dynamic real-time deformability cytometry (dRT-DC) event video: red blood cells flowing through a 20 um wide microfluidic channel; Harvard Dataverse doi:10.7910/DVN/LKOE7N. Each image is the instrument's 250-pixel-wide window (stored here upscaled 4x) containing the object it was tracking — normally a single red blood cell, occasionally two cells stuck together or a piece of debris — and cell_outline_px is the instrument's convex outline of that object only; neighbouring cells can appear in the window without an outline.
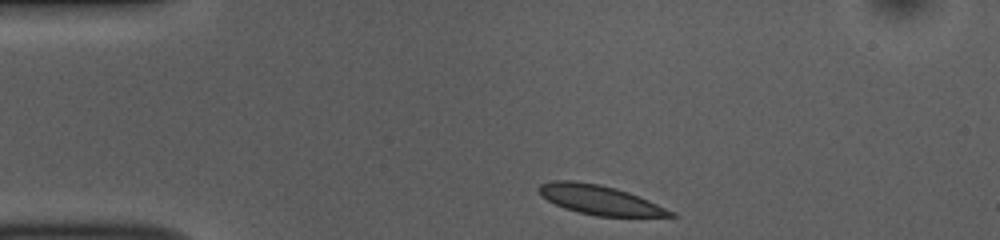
{"species": "common noctule bat (a hibernating species)", "species_latin": "Nyctalus noctula", "temperature_condition": "room temperature", "stored_images_in_passage": 37, "camera_frame_rate_fps": 3000, "um_per_image_px": 0.085, "animal": {"sex": "female", "body_mass_g": 10.0, "forearm_length_mm": 53.1}, "frame": {"image": 1, "passage_image": 1, "time_ms": 0.0, "image_size_px": [1000, 240], "cell_outline_px": [[676, 216], [596, 216], [564, 208], [540, 196], [536, 188], [540, 184], [552, 180], [572, 180], [600, 184], [616, 188], [640, 196], [676, 212]], "centroid_in_image_um": [50.96, 16.97], "position_along_channel_um": 34.0, "area_um2": 22.6}}
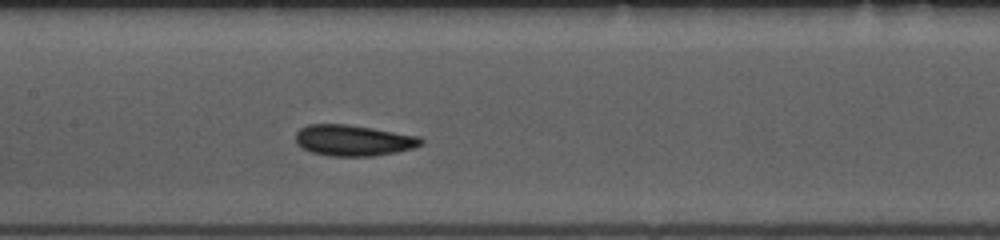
{"frame": {"image": 2, "passage_image": 16, "time_ms": 5.0, "image_size_px": [1000, 240], "cell_outline_px": [[424, 140], [420, 144], [412, 148], [396, 152], [372, 156], [332, 156], [312, 152], [296, 144], [296, 132], [300, 128], [308, 124], [344, 124], [372, 128], [420, 136]], "centroid_in_image_um": [30.02, 11.93], "position_along_channel_um": 177.4, "area_um2": 22.48}}
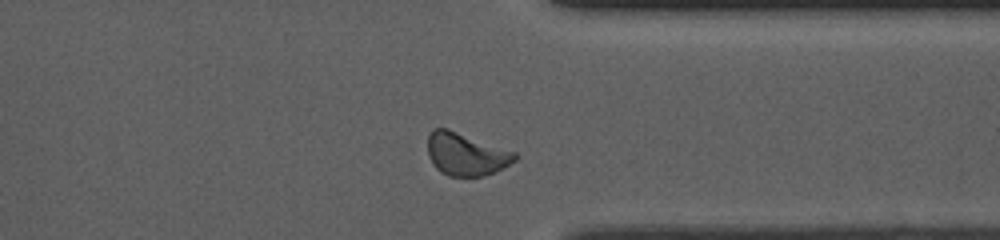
{"frame": {"image": 3, "passage_image": 32, "time_ms": 10.333, "image_size_px": [1000, 240], "cell_outline_px": [[520, 156], [516, 160], [504, 168], [496, 172], [484, 176], [448, 176], [440, 172], [432, 164], [428, 152], [428, 136], [432, 128], [448, 128], [516, 152]], "centroid_in_image_um": [39.63, 13.11], "position_along_channel_um": 371.8, "area_um2": 21.96}, "authors_computed_cell_mechanics": {"area_um2": 22.0218, "velocity_mm_per_s": 3.6854, "shape_relaxation_time_tau1_ms": 2.2621, "shape_relaxation_time_tau2_ms": 4.3229, "deformation_change_tau1": 0.0783, "deformation_change_tau2": 0.0576}}